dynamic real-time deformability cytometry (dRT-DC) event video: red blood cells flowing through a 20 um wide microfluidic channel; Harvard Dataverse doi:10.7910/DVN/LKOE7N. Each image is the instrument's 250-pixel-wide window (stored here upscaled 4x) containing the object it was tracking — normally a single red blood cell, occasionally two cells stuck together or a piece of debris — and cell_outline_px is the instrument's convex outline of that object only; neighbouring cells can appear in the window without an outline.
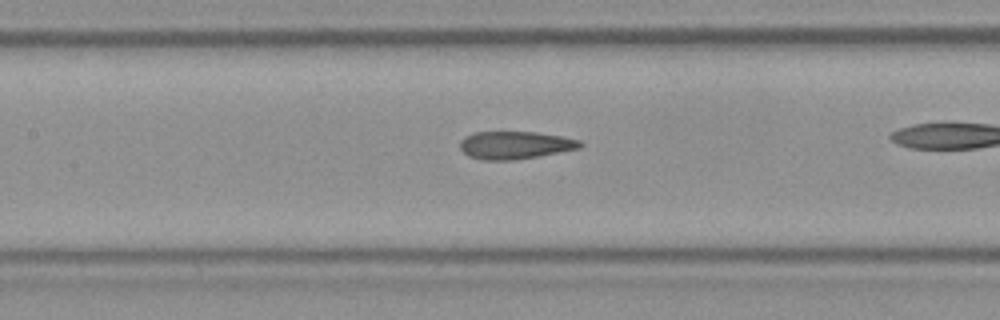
{"species": "Egyptian fruit bat (a non-hibernating species)", "species_latin": "Rousettus aegyptiacus", "temperature_condition": "room temperature", "stored_images_in_passage": 39, "camera_frame_rate_fps": 3000, "um_per_image_px": 0.085, "frame": {"image": 1, "passage_image": 23, "time_ms": 7.333, "image_size_px": [1000, 320], "cell_outline_px": [[584, 144], [580, 148], [536, 156], [512, 160], [480, 160], [468, 156], [460, 148], [460, 140], [464, 136], [476, 132], [536, 132], [560, 136], [580, 140]], "centroid_in_image_um": [43.74, 12.33], "position_along_channel_um": 163.7, "area_um2": 19.31}}